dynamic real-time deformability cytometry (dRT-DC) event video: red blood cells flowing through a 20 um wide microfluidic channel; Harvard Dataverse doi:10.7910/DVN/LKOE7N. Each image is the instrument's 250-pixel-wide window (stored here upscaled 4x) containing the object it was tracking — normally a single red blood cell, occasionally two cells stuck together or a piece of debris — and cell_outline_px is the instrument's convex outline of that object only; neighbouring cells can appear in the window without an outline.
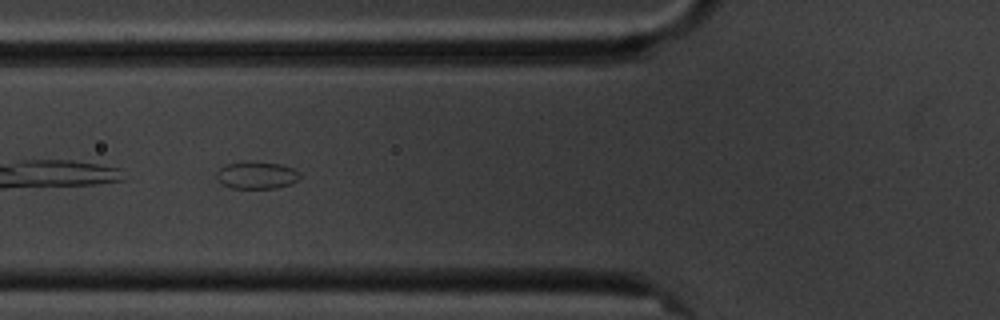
{"species": "common noctule bat (a hibernating species)", "species_latin": "Nyctalus noctula", "temperature_condition": "cold", "stored_images_in_passage": 6, "camera_frame_rate_fps": 3000, "um_per_image_px": 0.085, "animal": {"sex": "male", "body_mass_g": 20.1, "forearm_length_mm": 53.5}, "frame": {"image": 1, "passage_image": 5, "time_ms": 4.667, "image_size_px": [1000, 320], "cell_outline_px": [[300, 180], [292, 184], [276, 188], [232, 188], [224, 184], [216, 176], [216, 172], [224, 164], [248, 160], [252, 160], [280, 164], [292, 168], [300, 172]], "centroid_in_image_um": [21.84, 14.87], "position_along_channel_um": 104.0, "area_um2": 13.53}}